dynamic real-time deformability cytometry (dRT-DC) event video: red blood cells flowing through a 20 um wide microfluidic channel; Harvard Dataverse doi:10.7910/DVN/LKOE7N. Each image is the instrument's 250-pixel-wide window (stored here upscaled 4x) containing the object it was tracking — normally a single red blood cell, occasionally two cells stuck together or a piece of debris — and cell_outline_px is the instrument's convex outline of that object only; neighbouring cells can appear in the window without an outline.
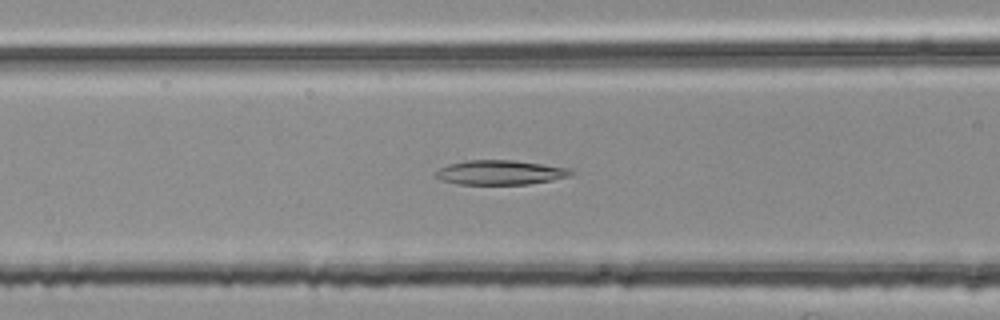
{"species": "common noctule bat (a hibernating species)", "species_latin": "Nyctalus noctula", "temperature_condition": "room temperature", "stored_images_in_passage": 53, "camera_frame_rate_fps": 3000, "um_per_image_px": 0.085, "animal": {"sex": "female", "body_mass_g": 25.1}, "frame": {"image": 1, "passage_image": 21, "time_ms": 6.667, "image_size_px": [1000, 320], "cell_outline_px": [[572, 172], [568, 176], [552, 180], [528, 184], [456, 184], [440, 180], [432, 176], [432, 172], [448, 164], [468, 160], [512, 160], [568, 168]], "centroid_in_image_um": [42.39, 14.66], "position_along_channel_um": 124.2, "area_um2": 19.25}}
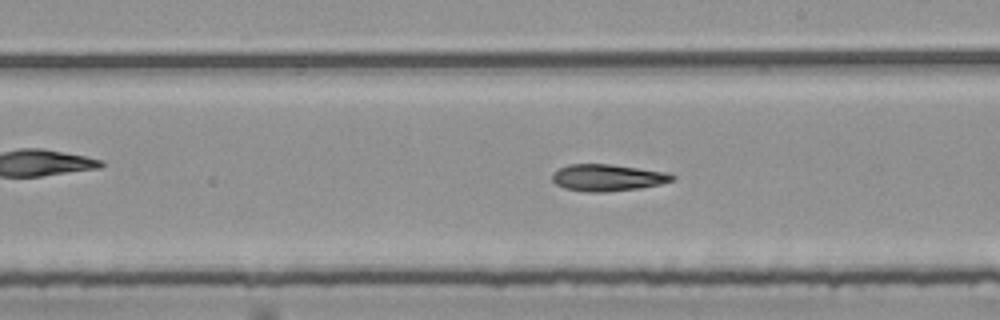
{"frame": {"image": 2, "passage_image": 30, "time_ms": 9.667, "image_size_px": [1000, 320], "cell_outline_px": [[676, 176], [672, 180], [660, 184], [640, 188], [608, 192], [584, 192], [564, 188], [556, 184], [552, 180], [552, 172], [556, 168], [568, 164], [612, 164], [664, 172]], "centroid_in_image_um": [51.57, 15.1], "position_along_channel_um": 237.4, "area_um2": 18.84}}
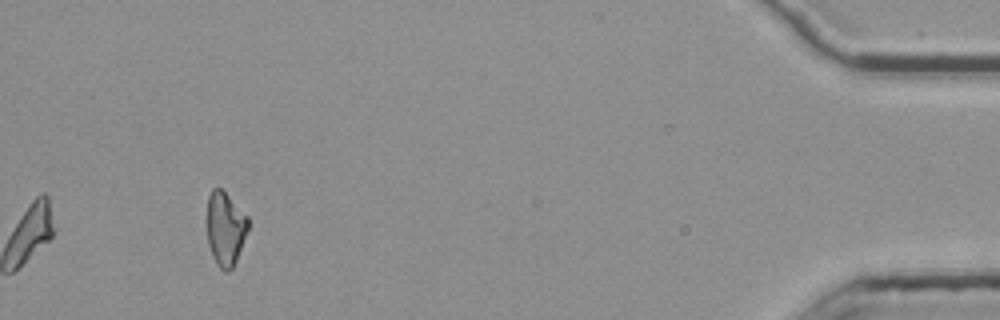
{"frame": {"image": 3, "passage_image": 50, "time_ms": 16.333, "image_size_px": [1000, 320], "cell_outline_px": [[248, 228], [236, 260], [232, 268], [228, 272], [224, 272], [216, 264], [212, 256], [208, 244], [208, 196], [212, 188], [220, 188], [248, 216]], "centroid_in_image_um": [19.15, 19.46], "position_along_channel_um": 416.1, "area_um2": 17.4}}